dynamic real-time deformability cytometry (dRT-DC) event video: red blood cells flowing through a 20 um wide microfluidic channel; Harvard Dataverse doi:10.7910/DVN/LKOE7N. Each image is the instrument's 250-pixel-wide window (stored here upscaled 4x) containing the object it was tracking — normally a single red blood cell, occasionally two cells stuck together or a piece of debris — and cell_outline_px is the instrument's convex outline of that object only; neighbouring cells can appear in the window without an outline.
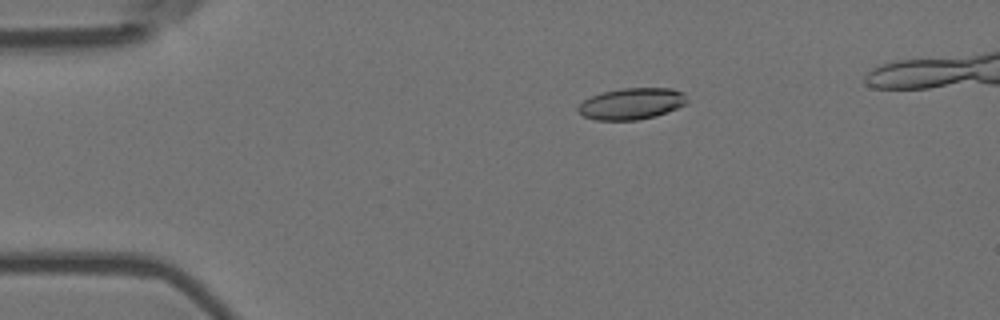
{"species": "Egyptian fruit bat (a non-hibernating species)", "species_latin": "Rousettus aegyptiacus", "temperature_condition": "room temperature", "stored_images_in_passage": 7, "camera_frame_rate_fps": 3000, "um_per_image_px": 0.085, "animal": {"sex": "female"}, "frame": {"image": 1, "passage_image": 3, "time_ms": 0.667, "image_size_px": [1000, 320], "cell_outline_px": [[688, 104], [656, 116], [636, 120], [596, 120], [584, 116], [576, 108], [584, 100], [592, 96], [604, 92], [624, 88], [672, 88], [684, 92], [688, 100]], "centroid_in_image_um": [53.74, 8.81], "position_along_channel_um": 31.3, "area_um2": 19.94}}
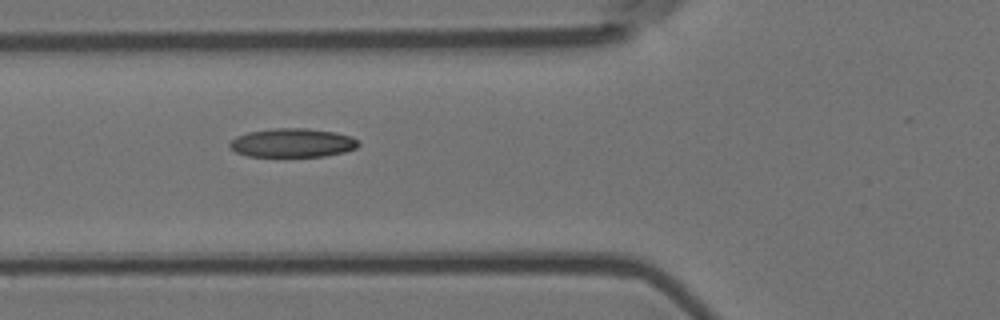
{"frame": {"image": 2, "passage_image": 6, "time_ms": 1.667, "image_size_px": [1000, 320], "cell_outline_px": [[360, 144], [356, 148], [344, 152], [324, 156], [248, 156], [236, 152], [228, 144], [236, 136], [248, 132], [276, 128], [308, 128], [336, 132], [352, 136]], "centroid_in_image_um": [24.88, 12.13], "position_along_channel_um": 100.9, "area_um2": 21.56}}
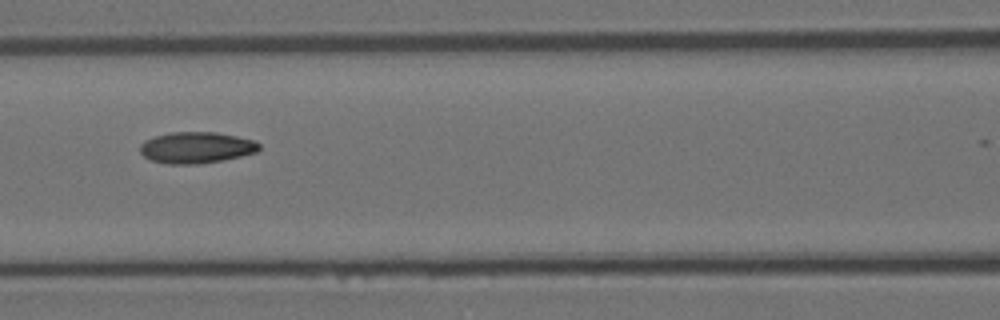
{"frame": {"image": 3, "passage_image": 7, "time_ms": 2.0, "image_size_px": [1000, 320], "cell_outline_px": [[260, 148], [256, 152], [224, 160], [196, 164], [168, 164], [152, 160], [144, 156], [140, 152], [140, 144], [144, 140], [156, 136], [172, 132], [216, 132], [256, 140], [260, 144]], "centroid_in_image_um": [16.7, 12.54], "position_along_channel_um": 149.9, "area_um2": 21.73}}